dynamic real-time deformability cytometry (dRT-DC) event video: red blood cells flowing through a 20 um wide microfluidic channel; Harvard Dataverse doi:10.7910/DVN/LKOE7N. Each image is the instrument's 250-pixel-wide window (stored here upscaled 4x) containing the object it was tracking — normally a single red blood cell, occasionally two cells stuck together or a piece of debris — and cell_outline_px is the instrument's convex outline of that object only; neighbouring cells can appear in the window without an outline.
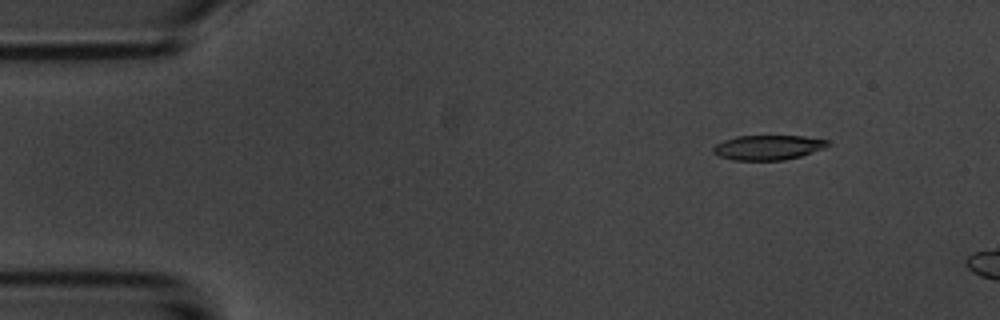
{"species": "common noctule bat (a hibernating species)", "species_latin": "Nyctalus noctula", "temperature_condition": "room temperature", "stored_images_in_passage": 9, "camera_frame_rate_fps": 3000, "um_per_image_px": 0.085, "animal": {"sex": "male", "body_mass_g": 20.1, "forearm_length_mm": 53.5}, "frame": {"image": 1, "passage_image": 1, "time_ms": 0.0, "image_size_px": [1000, 320], "cell_outline_px": [[832, 144], [824, 148], [800, 156], [784, 160], [732, 160], [720, 156], [712, 152], [712, 148], [716, 144], [724, 140], [736, 136], [804, 136], [828, 140]], "centroid_in_image_um": [65.28, 12.53], "position_along_channel_um": 19.7, "area_um2": 16.53}}
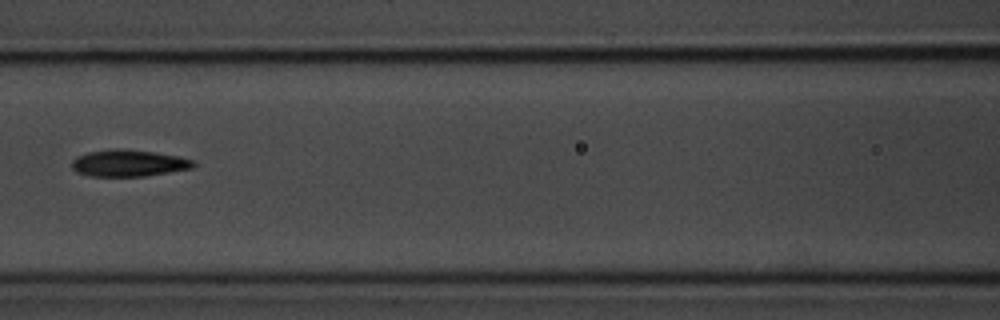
{"frame": {"image": 2, "passage_image": 6, "time_ms": 6.0, "image_size_px": [1000, 320], "cell_outline_px": [[196, 164], [192, 168], [144, 176], [88, 176], [76, 172], [72, 168], [72, 160], [76, 156], [88, 152], [116, 148], [120, 148], [152, 152], [176, 156], [196, 160]], "centroid_in_image_um": [10.9, 13.86], "position_along_channel_um": 155.7, "area_um2": 18.9}}
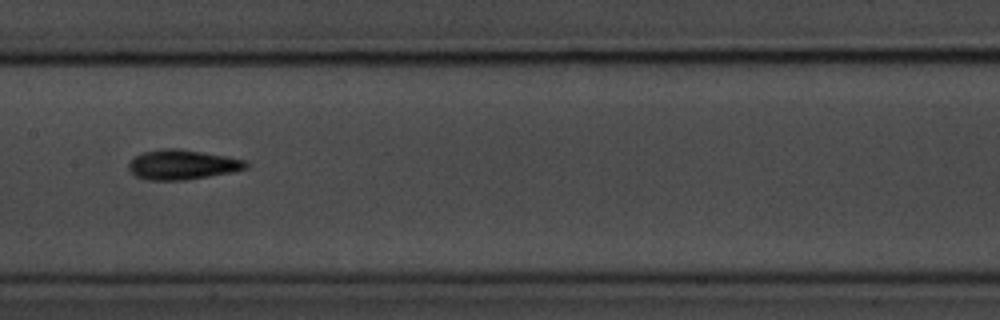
{"frame": {"image": 3, "passage_image": 7, "time_ms": 7.0, "image_size_px": [1000, 320], "cell_outline_px": [[248, 168], [232, 172], [184, 180], [148, 180], [136, 176], [128, 168], [128, 164], [136, 156], [144, 152], [160, 148], [180, 148], [204, 152], [248, 160]], "centroid_in_image_um": [15.53, 13.98], "position_along_channel_um": 191.9, "area_um2": 20.4}}